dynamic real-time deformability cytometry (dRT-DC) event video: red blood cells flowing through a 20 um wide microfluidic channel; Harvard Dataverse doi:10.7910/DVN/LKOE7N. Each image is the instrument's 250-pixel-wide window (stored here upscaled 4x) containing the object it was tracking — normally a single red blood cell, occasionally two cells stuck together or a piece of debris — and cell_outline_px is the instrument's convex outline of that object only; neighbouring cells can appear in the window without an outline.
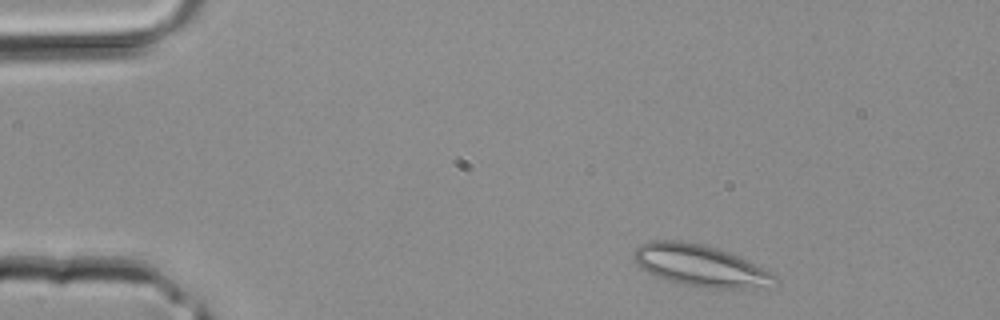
{"species": "common noctule bat (a hibernating species)", "species_latin": "Nyctalus noctula", "temperature_condition": "room temperature", "stored_images_in_passage": 36, "camera_frame_rate_fps": 3000, "um_per_image_px": 0.085, "animal": {"sex": "male", "body_mass_g": 20.4}, "frame": {"image": 1, "passage_image": 2, "time_ms": 0.333, "image_size_px": [1000, 320], "cell_outline_px": [[780, 280], [764, 288], [700, 288], [680, 284], [656, 276], [640, 268], [636, 264], [632, 256], [632, 252], [640, 244], [648, 240], [684, 240], [704, 244], [740, 256], [772, 272]], "centroid_in_image_um": [59.52, 22.57], "position_along_channel_um": 25.5, "area_um2": 34.8}}
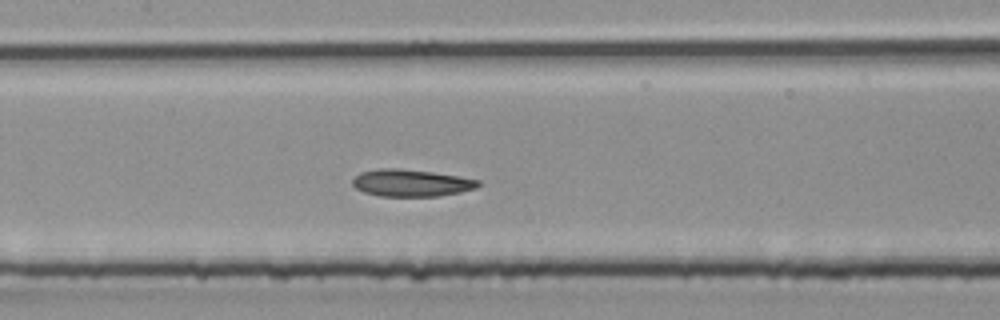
{"frame": {"image": 2, "passage_image": 15, "time_ms": 4.667, "image_size_px": [1000, 320], "cell_outline_px": [[480, 184], [476, 188], [460, 192], [436, 196], [380, 196], [364, 192], [356, 188], [352, 184], [352, 180], [360, 172], [380, 168], [400, 168], [432, 172], [480, 180]], "centroid_in_image_um": [34.92, 15.54], "position_along_channel_um": 172.5, "area_um2": 19.71}}
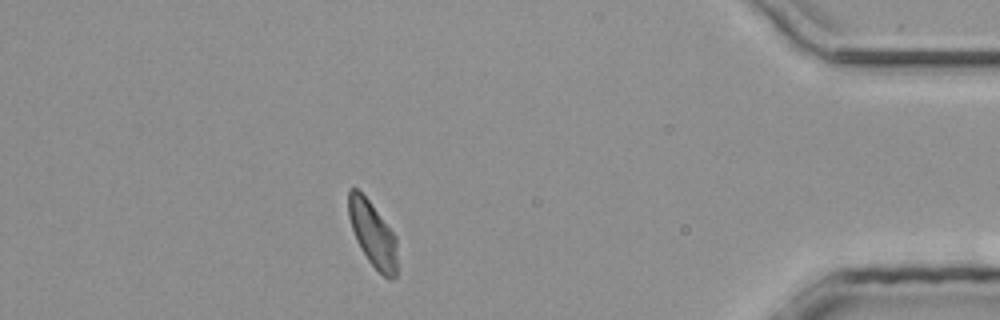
{"frame": {"image": 3, "passage_image": 31, "time_ms": 10.0, "image_size_px": [1000, 320], "cell_outline_px": [[396, 276], [392, 280], [388, 280], [368, 260], [360, 248], [356, 240], [348, 216], [348, 188], [356, 188], [368, 200], [396, 236]], "centroid_in_image_um": [31.66, 19.9], "position_along_channel_um": 403.5, "area_um2": 18.26}}